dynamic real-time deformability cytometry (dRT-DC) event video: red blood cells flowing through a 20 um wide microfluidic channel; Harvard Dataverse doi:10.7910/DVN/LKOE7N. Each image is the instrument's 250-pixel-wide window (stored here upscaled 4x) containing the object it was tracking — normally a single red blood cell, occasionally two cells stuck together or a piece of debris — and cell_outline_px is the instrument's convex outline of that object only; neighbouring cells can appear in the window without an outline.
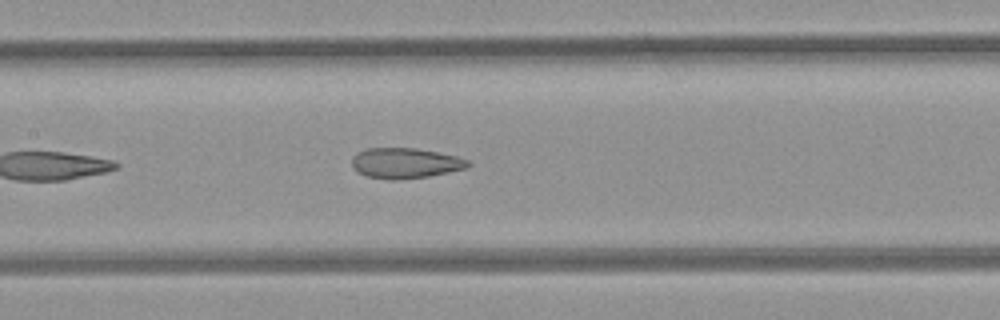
{"species": "common noctule bat (a hibernating species)", "species_latin": "Nyctalus noctula", "temperature_condition": "room temperature", "stored_images_in_passage": 5, "camera_frame_rate_fps": 3000, "um_per_image_px": 0.085, "animal": {"sex": "female", "body_mass_g": 21.9}, "frame": {"image": 1, "passage_image": 5, "time_ms": 1.333, "image_size_px": [1000, 320], "cell_outline_px": [[472, 164], [468, 168], [428, 176], [396, 180], [388, 180], [368, 176], [356, 172], [352, 168], [352, 156], [368, 148], [416, 148], [456, 156], [468, 160]], "centroid_in_image_um": [34.44, 13.87], "position_along_channel_um": 173.0, "area_um2": 20.58}}